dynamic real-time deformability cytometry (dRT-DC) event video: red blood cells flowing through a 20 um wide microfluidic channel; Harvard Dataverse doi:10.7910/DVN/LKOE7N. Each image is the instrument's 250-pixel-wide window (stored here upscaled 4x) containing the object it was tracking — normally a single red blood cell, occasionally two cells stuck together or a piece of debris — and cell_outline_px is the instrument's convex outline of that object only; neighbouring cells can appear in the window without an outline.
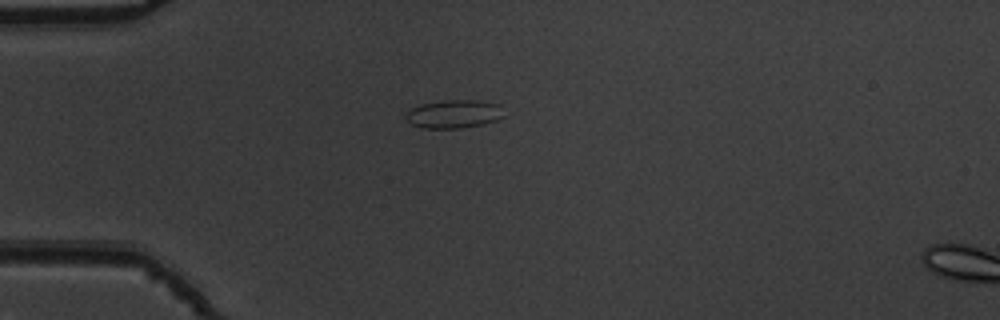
{"species": "common noctule bat (a hibernating species)", "species_latin": "Nyctalus noctula", "temperature_condition": "warm", "stored_images_in_passage": 4, "camera_frame_rate_fps": 3000, "um_per_image_px": 0.085, "animal": {"sex": "male", "body_mass_g": 19.5, "forearm_length_mm": 54.6}, "frame": {"image": 1, "passage_image": 1, "time_ms": 0.0, "image_size_px": [1000, 320], "cell_outline_px": [[504, 116], [496, 120], [480, 124], [460, 128], [420, 128], [408, 124], [404, 120], [404, 116], [412, 108], [420, 104], [444, 100], [476, 100], [500, 104]], "centroid_in_image_um": [38.52, 9.69], "position_along_channel_um": 46.5, "area_um2": 16.3}}